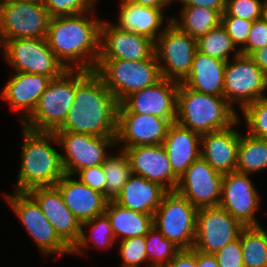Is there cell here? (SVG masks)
<instances>
[{
    "label": "cell",
    "instance_id": "obj_1",
    "mask_svg": "<svg viewBox=\"0 0 267 267\" xmlns=\"http://www.w3.org/2000/svg\"><path fill=\"white\" fill-rule=\"evenodd\" d=\"M119 103L102 79L91 71L77 86L63 125L55 132L115 138Z\"/></svg>",
    "mask_w": 267,
    "mask_h": 267
},
{
    "label": "cell",
    "instance_id": "obj_2",
    "mask_svg": "<svg viewBox=\"0 0 267 267\" xmlns=\"http://www.w3.org/2000/svg\"><path fill=\"white\" fill-rule=\"evenodd\" d=\"M87 14L50 18L46 39L66 69H74L73 64L80 70L94 71L96 68L102 20Z\"/></svg>",
    "mask_w": 267,
    "mask_h": 267
},
{
    "label": "cell",
    "instance_id": "obj_3",
    "mask_svg": "<svg viewBox=\"0 0 267 267\" xmlns=\"http://www.w3.org/2000/svg\"><path fill=\"white\" fill-rule=\"evenodd\" d=\"M22 160L14 191L52 187L65 175L62 158L50 144H58L54 132H37L23 127Z\"/></svg>",
    "mask_w": 267,
    "mask_h": 267
},
{
    "label": "cell",
    "instance_id": "obj_4",
    "mask_svg": "<svg viewBox=\"0 0 267 267\" xmlns=\"http://www.w3.org/2000/svg\"><path fill=\"white\" fill-rule=\"evenodd\" d=\"M238 120L224 96L199 93L179 83L175 120L179 125L203 135L225 130Z\"/></svg>",
    "mask_w": 267,
    "mask_h": 267
},
{
    "label": "cell",
    "instance_id": "obj_5",
    "mask_svg": "<svg viewBox=\"0 0 267 267\" xmlns=\"http://www.w3.org/2000/svg\"><path fill=\"white\" fill-rule=\"evenodd\" d=\"M91 71L67 69L51 79L31 116L23 127L37 132H55L65 122L74 103L76 86Z\"/></svg>",
    "mask_w": 267,
    "mask_h": 267
},
{
    "label": "cell",
    "instance_id": "obj_6",
    "mask_svg": "<svg viewBox=\"0 0 267 267\" xmlns=\"http://www.w3.org/2000/svg\"><path fill=\"white\" fill-rule=\"evenodd\" d=\"M94 72L119 104L133 92L151 86L162 78L155 52L142 61L98 59Z\"/></svg>",
    "mask_w": 267,
    "mask_h": 267
},
{
    "label": "cell",
    "instance_id": "obj_7",
    "mask_svg": "<svg viewBox=\"0 0 267 267\" xmlns=\"http://www.w3.org/2000/svg\"><path fill=\"white\" fill-rule=\"evenodd\" d=\"M198 209L177 191H167L153 215V226L181 250L195 243Z\"/></svg>",
    "mask_w": 267,
    "mask_h": 267
},
{
    "label": "cell",
    "instance_id": "obj_8",
    "mask_svg": "<svg viewBox=\"0 0 267 267\" xmlns=\"http://www.w3.org/2000/svg\"><path fill=\"white\" fill-rule=\"evenodd\" d=\"M166 18L169 22L156 39L154 52L162 77L181 83L191 72L197 40Z\"/></svg>",
    "mask_w": 267,
    "mask_h": 267
},
{
    "label": "cell",
    "instance_id": "obj_9",
    "mask_svg": "<svg viewBox=\"0 0 267 267\" xmlns=\"http://www.w3.org/2000/svg\"><path fill=\"white\" fill-rule=\"evenodd\" d=\"M50 18L44 3L0 0V45L10 39L46 38Z\"/></svg>",
    "mask_w": 267,
    "mask_h": 267
},
{
    "label": "cell",
    "instance_id": "obj_10",
    "mask_svg": "<svg viewBox=\"0 0 267 267\" xmlns=\"http://www.w3.org/2000/svg\"><path fill=\"white\" fill-rule=\"evenodd\" d=\"M3 53L13 71L59 77L65 70L64 65L49 48L46 38H19L4 41Z\"/></svg>",
    "mask_w": 267,
    "mask_h": 267
},
{
    "label": "cell",
    "instance_id": "obj_11",
    "mask_svg": "<svg viewBox=\"0 0 267 267\" xmlns=\"http://www.w3.org/2000/svg\"><path fill=\"white\" fill-rule=\"evenodd\" d=\"M3 195L44 255L71 254V248L55 232L37 201L28 192L14 191L13 195Z\"/></svg>",
    "mask_w": 267,
    "mask_h": 267
},
{
    "label": "cell",
    "instance_id": "obj_12",
    "mask_svg": "<svg viewBox=\"0 0 267 267\" xmlns=\"http://www.w3.org/2000/svg\"><path fill=\"white\" fill-rule=\"evenodd\" d=\"M267 89V75L249 55L239 54L226 62L224 73V97L233 107L240 104L241 110L259 100ZM233 104V105H232Z\"/></svg>",
    "mask_w": 267,
    "mask_h": 267
},
{
    "label": "cell",
    "instance_id": "obj_13",
    "mask_svg": "<svg viewBox=\"0 0 267 267\" xmlns=\"http://www.w3.org/2000/svg\"><path fill=\"white\" fill-rule=\"evenodd\" d=\"M244 226L220 206L198 209L193 248L215 254L226 244L239 238Z\"/></svg>",
    "mask_w": 267,
    "mask_h": 267
},
{
    "label": "cell",
    "instance_id": "obj_14",
    "mask_svg": "<svg viewBox=\"0 0 267 267\" xmlns=\"http://www.w3.org/2000/svg\"><path fill=\"white\" fill-rule=\"evenodd\" d=\"M58 145L64 149L61 155L65 174L76 175L84 168L105 162L107 148L116 147L115 138L99 137L72 132H54Z\"/></svg>",
    "mask_w": 267,
    "mask_h": 267
},
{
    "label": "cell",
    "instance_id": "obj_15",
    "mask_svg": "<svg viewBox=\"0 0 267 267\" xmlns=\"http://www.w3.org/2000/svg\"><path fill=\"white\" fill-rule=\"evenodd\" d=\"M170 124L167 119L151 114L131 113L120 103L117 111L116 146L125 150L133 146L163 144Z\"/></svg>",
    "mask_w": 267,
    "mask_h": 267
},
{
    "label": "cell",
    "instance_id": "obj_16",
    "mask_svg": "<svg viewBox=\"0 0 267 267\" xmlns=\"http://www.w3.org/2000/svg\"><path fill=\"white\" fill-rule=\"evenodd\" d=\"M260 202L249 174L233 171L223 175L219 206L244 227L261 226L255 218Z\"/></svg>",
    "mask_w": 267,
    "mask_h": 267
},
{
    "label": "cell",
    "instance_id": "obj_17",
    "mask_svg": "<svg viewBox=\"0 0 267 267\" xmlns=\"http://www.w3.org/2000/svg\"><path fill=\"white\" fill-rule=\"evenodd\" d=\"M223 175L200 156L179 179L176 191L197 209L219 206Z\"/></svg>",
    "mask_w": 267,
    "mask_h": 267
},
{
    "label": "cell",
    "instance_id": "obj_18",
    "mask_svg": "<svg viewBox=\"0 0 267 267\" xmlns=\"http://www.w3.org/2000/svg\"><path fill=\"white\" fill-rule=\"evenodd\" d=\"M113 24L102 20L98 59L142 61L154 53L153 40L135 32L122 30Z\"/></svg>",
    "mask_w": 267,
    "mask_h": 267
},
{
    "label": "cell",
    "instance_id": "obj_19",
    "mask_svg": "<svg viewBox=\"0 0 267 267\" xmlns=\"http://www.w3.org/2000/svg\"><path fill=\"white\" fill-rule=\"evenodd\" d=\"M179 82L161 78L157 83L127 96L121 104L131 113L154 115L176 120Z\"/></svg>",
    "mask_w": 267,
    "mask_h": 267
},
{
    "label": "cell",
    "instance_id": "obj_20",
    "mask_svg": "<svg viewBox=\"0 0 267 267\" xmlns=\"http://www.w3.org/2000/svg\"><path fill=\"white\" fill-rule=\"evenodd\" d=\"M132 173L159 183L167 191H176L179 178L174 174L163 144L133 146L124 150Z\"/></svg>",
    "mask_w": 267,
    "mask_h": 267
},
{
    "label": "cell",
    "instance_id": "obj_21",
    "mask_svg": "<svg viewBox=\"0 0 267 267\" xmlns=\"http://www.w3.org/2000/svg\"><path fill=\"white\" fill-rule=\"evenodd\" d=\"M28 193L37 201L55 232L72 249L80 239L82 224L67 208L59 190L55 186L36 187Z\"/></svg>",
    "mask_w": 267,
    "mask_h": 267
},
{
    "label": "cell",
    "instance_id": "obj_22",
    "mask_svg": "<svg viewBox=\"0 0 267 267\" xmlns=\"http://www.w3.org/2000/svg\"><path fill=\"white\" fill-rule=\"evenodd\" d=\"M71 177L72 175L65 174L55 187L61 193L67 208L79 222L82 224L104 214L109 199Z\"/></svg>",
    "mask_w": 267,
    "mask_h": 267
},
{
    "label": "cell",
    "instance_id": "obj_23",
    "mask_svg": "<svg viewBox=\"0 0 267 267\" xmlns=\"http://www.w3.org/2000/svg\"><path fill=\"white\" fill-rule=\"evenodd\" d=\"M13 73L15 74L5 84L0 95L1 99L6 100L14 111L18 113L22 111L23 124L35 110L51 78L24 72Z\"/></svg>",
    "mask_w": 267,
    "mask_h": 267
},
{
    "label": "cell",
    "instance_id": "obj_24",
    "mask_svg": "<svg viewBox=\"0 0 267 267\" xmlns=\"http://www.w3.org/2000/svg\"><path fill=\"white\" fill-rule=\"evenodd\" d=\"M231 127L201 135V157L222 174L236 171L240 133Z\"/></svg>",
    "mask_w": 267,
    "mask_h": 267
},
{
    "label": "cell",
    "instance_id": "obj_25",
    "mask_svg": "<svg viewBox=\"0 0 267 267\" xmlns=\"http://www.w3.org/2000/svg\"><path fill=\"white\" fill-rule=\"evenodd\" d=\"M201 135L174 122L169 125L163 146L174 174L180 179L201 156ZM200 146V147H199Z\"/></svg>",
    "mask_w": 267,
    "mask_h": 267
},
{
    "label": "cell",
    "instance_id": "obj_26",
    "mask_svg": "<svg viewBox=\"0 0 267 267\" xmlns=\"http://www.w3.org/2000/svg\"><path fill=\"white\" fill-rule=\"evenodd\" d=\"M166 192L159 183L132 174L114 201L132 211L154 215Z\"/></svg>",
    "mask_w": 267,
    "mask_h": 267
},
{
    "label": "cell",
    "instance_id": "obj_27",
    "mask_svg": "<svg viewBox=\"0 0 267 267\" xmlns=\"http://www.w3.org/2000/svg\"><path fill=\"white\" fill-rule=\"evenodd\" d=\"M226 62L196 51L190 74L182 82L199 93L224 96Z\"/></svg>",
    "mask_w": 267,
    "mask_h": 267
},
{
    "label": "cell",
    "instance_id": "obj_28",
    "mask_svg": "<svg viewBox=\"0 0 267 267\" xmlns=\"http://www.w3.org/2000/svg\"><path fill=\"white\" fill-rule=\"evenodd\" d=\"M118 24L120 29L144 35L154 42L165 30L163 25V11L156 8L139 6L128 0H122L118 14Z\"/></svg>",
    "mask_w": 267,
    "mask_h": 267
},
{
    "label": "cell",
    "instance_id": "obj_29",
    "mask_svg": "<svg viewBox=\"0 0 267 267\" xmlns=\"http://www.w3.org/2000/svg\"><path fill=\"white\" fill-rule=\"evenodd\" d=\"M104 213L110 220L115 239L145 236L153 227V215L132 211L114 200L108 201Z\"/></svg>",
    "mask_w": 267,
    "mask_h": 267
},
{
    "label": "cell",
    "instance_id": "obj_30",
    "mask_svg": "<svg viewBox=\"0 0 267 267\" xmlns=\"http://www.w3.org/2000/svg\"><path fill=\"white\" fill-rule=\"evenodd\" d=\"M181 10L180 20L176 17L169 18L196 40L221 24V14L217 10L199 6L183 7Z\"/></svg>",
    "mask_w": 267,
    "mask_h": 267
},
{
    "label": "cell",
    "instance_id": "obj_31",
    "mask_svg": "<svg viewBox=\"0 0 267 267\" xmlns=\"http://www.w3.org/2000/svg\"><path fill=\"white\" fill-rule=\"evenodd\" d=\"M264 169H267V139L240 133L236 171L250 175Z\"/></svg>",
    "mask_w": 267,
    "mask_h": 267
},
{
    "label": "cell",
    "instance_id": "obj_32",
    "mask_svg": "<svg viewBox=\"0 0 267 267\" xmlns=\"http://www.w3.org/2000/svg\"><path fill=\"white\" fill-rule=\"evenodd\" d=\"M244 267H267V231L262 226L241 230Z\"/></svg>",
    "mask_w": 267,
    "mask_h": 267
},
{
    "label": "cell",
    "instance_id": "obj_33",
    "mask_svg": "<svg viewBox=\"0 0 267 267\" xmlns=\"http://www.w3.org/2000/svg\"><path fill=\"white\" fill-rule=\"evenodd\" d=\"M102 166L106 177V197L114 200L133 174L127 153L121 149L117 155L107 156Z\"/></svg>",
    "mask_w": 267,
    "mask_h": 267
},
{
    "label": "cell",
    "instance_id": "obj_34",
    "mask_svg": "<svg viewBox=\"0 0 267 267\" xmlns=\"http://www.w3.org/2000/svg\"><path fill=\"white\" fill-rule=\"evenodd\" d=\"M197 51L225 62L230 60V52L234 53L233 57L240 54L222 24L197 39Z\"/></svg>",
    "mask_w": 267,
    "mask_h": 267
},
{
    "label": "cell",
    "instance_id": "obj_35",
    "mask_svg": "<svg viewBox=\"0 0 267 267\" xmlns=\"http://www.w3.org/2000/svg\"><path fill=\"white\" fill-rule=\"evenodd\" d=\"M91 228L90 236L87 237L84 232L85 227ZM90 239V240H89ZM99 248H109L114 244L115 236L110 224V220L107 215L104 213L102 215L96 216L92 220L82 223V231L79 241L71 249V254H84L82 248L90 247V241Z\"/></svg>",
    "mask_w": 267,
    "mask_h": 267
},
{
    "label": "cell",
    "instance_id": "obj_36",
    "mask_svg": "<svg viewBox=\"0 0 267 267\" xmlns=\"http://www.w3.org/2000/svg\"><path fill=\"white\" fill-rule=\"evenodd\" d=\"M145 239L147 259L152 260L145 267H166L181 250L154 226L145 235Z\"/></svg>",
    "mask_w": 267,
    "mask_h": 267
},
{
    "label": "cell",
    "instance_id": "obj_37",
    "mask_svg": "<svg viewBox=\"0 0 267 267\" xmlns=\"http://www.w3.org/2000/svg\"><path fill=\"white\" fill-rule=\"evenodd\" d=\"M248 134L257 138L267 139V96L247 105L243 110Z\"/></svg>",
    "mask_w": 267,
    "mask_h": 267
},
{
    "label": "cell",
    "instance_id": "obj_38",
    "mask_svg": "<svg viewBox=\"0 0 267 267\" xmlns=\"http://www.w3.org/2000/svg\"><path fill=\"white\" fill-rule=\"evenodd\" d=\"M97 0H44L49 16H67L93 12Z\"/></svg>",
    "mask_w": 267,
    "mask_h": 267
},
{
    "label": "cell",
    "instance_id": "obj_39",
    "mask_svg": "<svg viewBox=\"0 0 267 267\" xmlns=\"http://www.w3.org/2000/svg\"><path fill=\"white\" fill-rule=\"evenodd\" d=\"M121 267H140L147 260L145 236L126 238L120 242Z\"/></svg>",
    "mask_w": 267,
    "mask_h": 267
},
{
    "label": "cell",
    "instance_id": "obj_40",
    "mask_svg": "<svg viewBox=\"0 0 267 267\" xmlns=\"http://www.w3.org/2000/svg\"><path fill=\"white\" fill-rule=\"evenodd\" d=\"M262 0H226L221 16H234L248 21L261 18Z\"/></svg>",
    "mask_w": 267,
    "mask_h": 267
},
{
    "label": "cell",
    "instance_id": "obj_41",
    "mask_svg": "<svg viewBox=\"0 0 267 267\" xmlns=\"http://www.w3.org/2000/svg\"><path fill=\"white\" fill-rule=\"evenodd\" d=\"M221 24L231 37L234 45L241 50L247 42L253 21H248L234 16H221Z\"/></svg>",
    "mask_w": 267,
    "mask_h": 267
},
{
    "label": "cell",
    "instance_id": "obj_42",
    "mask_svg": "<svg viewBox=\"0 0 267 267\" xmlns=\"http://www.w3.org/2000/svg\"><path fill=\"white\" fill-rule=\"evenodd\" d=\"M214 255L217 258L219 267H244L241 247V232L238 239L226 244Z\"/></svg>",
    "mask_w": 267,
    "mask_h": 267
},
{
    "label": "cell",
    "instance_id": "obj_43",
    "mask_svg": "<svg viewBox=\"0 0 267 267\" xmlns=\"http://www.w3.org/2000/svg\"><path fill=\"white\" fill-rule=\"evenodd\" d=\"M267 45V22L262 18L253 21L246 45L240 50V54L251 55L255 50Z\"/></svg>",
    "mask_w": 267,
    "mask_h": 267
},
{
    "label": "cell",
    "instance_id": "obj_44",
    "mask_svg": "<svg viewBox=\"0 0 267 267\" xmlns=\"http://www.w3.org/2000/svg\"><path fill=\"white\" fill-rule=\"evenodd\" d=\"M76 174H79L78 178L83 184L106 196V177L102 164L84 168Z\"/></svg>",
    "mask_w": 267,
    "mask_h": 267
},
{
    "label": "cell",
    "instance_id": "obj_45",
    "mask_svg": "<svg viewBox=\"0 0 267 267\" xmlns=\"http://www.w3.org/2000/svg\"><path fill=\"white\" fill-rule=\"evenodd\" d=\"M166 267H196V250H180Z\"/></svg>",
    "mask_w": 267,
    "mask_h": 267
},
{
    "label": "cell",
    "instance_id": "obj_46",
    "mask_svg": "<svg viewBox=\"0 0 267 267\" xmlns=\"http://www.w3.org/2000/svg\"><path fill=\"white\" fill-rule=\"evenodd\" d=\"M182 7L199 6L217 10L221 15L225 10L226 0H179Z\"/></svg>",
    "mask_w": 267,
    "mask_h": 267
},
{
    "label": "cell",
    "instance_id": "obj_47",
    "mask_svg": "<svg viewBox=\"0 0 267 267\" xmlns=\"http://www.w3.org/2000/svg\"><path fill=\"white\" fill-rule=\"evenodd\" d=\"M196 267H219L214 254H206L196 250Z\"/></svg>",
    "mask_w": 267,
    "mask_h": 267
},
{
    "label": "cell",
    "instance_id": "obj_48",
    "mask_svg": "<svg viewBox=\"0 0 267 267\" xmlns=\"http://www.w3.org/2000/svg\"><path fill=\"white\" fill-rule=\"evenodd\" d=\"M250 57L255 64L267 75V45L262 49L255 50Z\"/></svg>",
    "mask_w": 267,
    "mask_h": 267
},
{
    "label": "cell",
    "instance_id": "obj_49",
    "mask_svg": "<svg viewBox=\"0 0 267 267\" xmlns=\"http://www.w3.org/2000/svg\"><path fill=\"white\" fill-rule=\"evenodd\" d=\"M133 4L144 6V7H151L156 9H165V7L173 1L176 2V0H128Z\"/></svg>",
    "mask_w": 267,
    "mask_h": 267
},
{
    "label": "cell",
    "instance_id": "obj_50",
    "mask_svg": "<svg viewBox=\"0 0 267 267\" xmlns=\"http://www.w3.org/2000/svg\"><path fill=\"white\" fill-rule=\"evenodd\" d=\"M261 18L267 22V0H264L262 3V13Z\"/></svg>",
    "mask_w": 267,
    "mask_h": 267
},
{
    "label": "cell",
    "instance_id": "obj_51",
    "mask_svg": "<svg viewBox=\"0 0 267 267\" xmlns=\"http://www.w3.org/2000/svg\"><path fill=\"white\" fill-rule=\"evenodd\" d=\"M20 1H36V2H40V3L44 2V0H20Z\"/></svg>",
    "mask_w": 267,
    "mask_h": 267
}]
</instances>
